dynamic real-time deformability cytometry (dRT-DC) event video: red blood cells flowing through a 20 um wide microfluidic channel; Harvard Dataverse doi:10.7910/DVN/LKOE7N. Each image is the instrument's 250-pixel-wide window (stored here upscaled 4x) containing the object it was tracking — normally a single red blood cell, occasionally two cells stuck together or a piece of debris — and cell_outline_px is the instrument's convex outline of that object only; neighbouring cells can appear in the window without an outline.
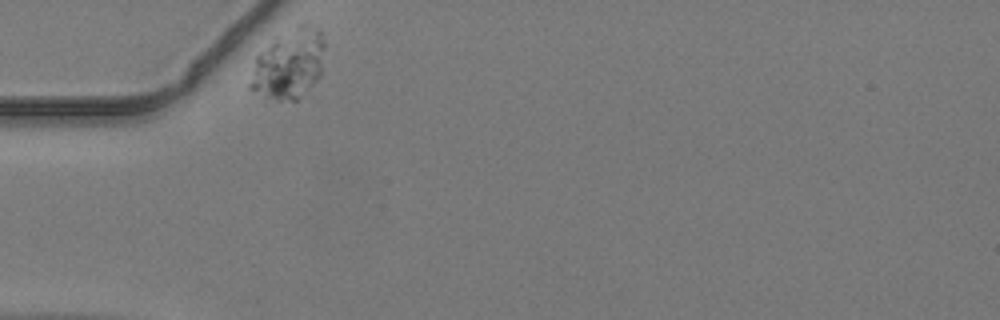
{"species": "common noctule bat (a hibernating species)", "species_latin": "Nyctalus noctula", "temperature_condition": "warm", "stored_images_in_passage": 35, "camera_frame_rate_fps": 3000, "um_per_image_px": 0.085, "animal": {"sex": "male", "body_mass_g": 19.2, "forearm_length_mm": 51.8}, "frame": {"image": 1, "passage_image": 1, "time_ms": 0.0, "image_size_px": [1000, 320], "cell_outline_px": [[324, 48], [320, 76], [296, 100], [276, 100], [248, 88], [248, 84], [256, 56], [276, 36], [296, 24], [308, 24], [320, 28], [324, 32]], "centroid_in_image_um": [24.57, 5.38], "position_along_channel_um": 60.4, "area_um2": 30.29}}
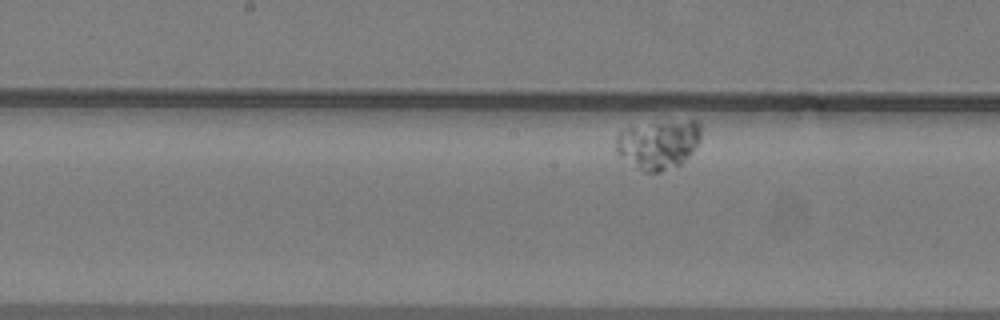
{"frame": {"image": 2, "passage_image": 16, "time_ms": 5.0, "image_size_px": [1000, 320], "cell_outline_px": [[700, 140], [692, 152], [680, 164], [660, 172], [644, 172], [620, 156], [616, 152], [616, 136], [620, 132], [628, 128], [656, 124], [688, 120], [696, 120], [700, 124]], "centroid_in_image_um": [55.97, 12.29], "position_along_channel_um": 192.2, "area_um2": 23.64}}
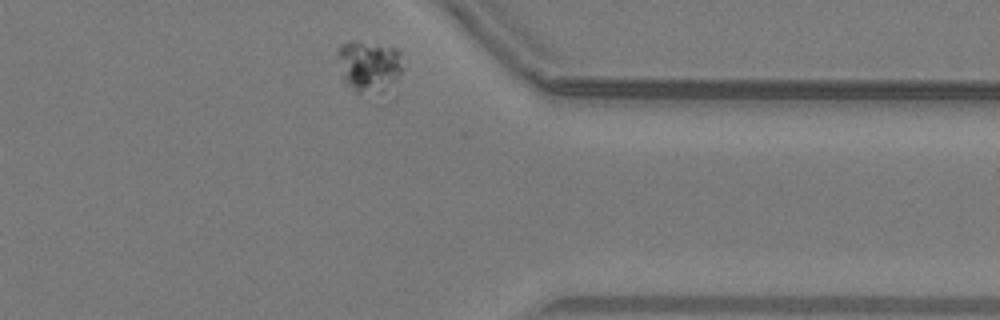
{"frame": {"image": 3, "passage_image": 34, "time_ms": 11.0, "image_size_px": [1000, 320], "cell_outline_px": [[400, 76], [388, 92], [356, 92], [344, 84], [336, 52], [336, 48], [340, 44], [352, 40], [396, 48], [400, 52]], "centroid_in_image_um": [31.33, 5.63], "position_along_channel_um": 380.1, "area_um2": 19.71}}